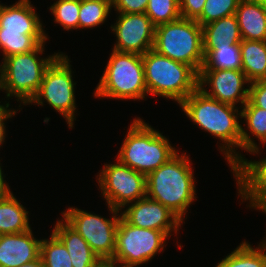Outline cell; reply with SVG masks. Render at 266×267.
Here are the masks:
<instances>
[{
    "label": "cell",
    "mask_w": 266,
    "mask_h": 267,
    "mask_svg": "<svg viewBox=\"0 0 266 267\" xmlns=\"http://www.w3.org/2000/svg\"><path fill=\"white\" fill-rule=\"evenodd\" d=\"M179 106L191 120L190 122L219 139L221 144L218 148L227 160L231 171L245 158V155L236 151L238 148L241 149L240 107L215 100L199 87Z\"/></svg>",
    "instance_id": "6da1fadb"
},
{
    "label": "cell",
    "mask_w": 266,
    "mask_h": 267,
    "mask_svg": "<svg viewBox=\"0 0 266 267\" xmlns=\"http://www.w3.org/2000/svg\"><path fill=\"white\" fill-rule=\"evenodd\" d=\"M192 160L179 151L146 176V196L158 201L182 222L190 205L197 200Z\"/></svg>",
    "instance_id": "7a4b0ae2"
},
{
    "label": "cell",
    "mask_w": 266,
    "mask_h": 267,
    "mask_svg": "<svg viewBox=\"0 0 266 267\" xmlns=\"http://www.w3.org/2000/svg\"><path fill=\"white\" fill-rule=\"evenodd\" d=\"M30 0L0 4V49L6 57L29 53L49 39Z\"/></svg>",
    "instance_id": "3957f363"
},
{
    "label": "cell",
    "mask_w": 266,
    "mask_h": 267,
    "mask_svg": "<svg viewBox=\"0 0 266 267\" xmlns=\"http://www.w3.org/2000/svg\"><path fill=\"white\" fill-rule=\"evenodd\" d=\"M132 121L116 158L147 176L172 158L178 150L172 147L165 135L145 120L137 117Z\"/></svg>",
    "instance_id": "277c9868"
},
{
    "label": "cell",
    "mask_w": 266,
    "mask_h": 267,
    "mask_svg": "<svg viewBox=\"0 0 266 267\" xmlns=\"http://www.w3.org/2000/svg\"><path fill=\"white\" fill-rule=\"evenodd\" d=\"M45 43L40 44L29 53L16 54L6 57L0 63V90L5 92L9 100L15 97L23 105H28L38 92L45 70L61 53L47 57L44 54ZM41 55V56H39Z\"/></svg>",
    "instance_id": "5b68a950"
},
{
    "label": "cell",
    "mask_w": 266,
    "mask_h": 267,
    "mask_svg": "<svg viewBox=\"0 0 266 267\" xmlns=\"http://www.w3.org/2000/svg\"><path fill=\"white\" fill-rule=\"evenodd\" d=\"M148 94L171 99L178 105L198 86L199 74L189 65L174 61L155 50L142 55Z\"/></svg>",
    "instance_id": "8992f818"
},
{
    "label": "cell",
    "mask_w": 266,
    "mask_h": 267,
    "mask_svg": "<svg viewBox=\"0 0 266 267\" xmlns=\"http://www.w3.org/2000/svg\"><path fill=\"white\" fill-rule=\"evenodd\" d=\"M148 96L142 55L112 49L94 97L117 100H146Z\"/></svg>",
    "instance_id": "52a82bcc"
},
{
    "label": "cell",
    "mask_w": 266,
    "mask_h": 267,
    "mask_svg": "<svg viewBox=\"0 0 266 267\" xmlns=\"http://www.w3.org/2000/svg\"><path fill=\"white\" fill-rule=\"evenodd\" d=\"M153 50L191 66L199 74L205 58L202 26L185 18L156 26Z\"/></svg>",
    "instance_id": "ba28073f"
},
{
    "label": "cell",
    "mask_w": 266,
    "mask_h": 267,
    "mask_svg": "<svg viewBox=\"0 0 266 267\" xmlns=\"http://www.w3.org/2000/svg\"><path fill=\"white\" fill-rule=\"evenodd\" d=\"M65 53L61 52L45 70L43 80L35 97L30 101L34 105L49 104L58 114L65 118L70 129L76 120V96L72 65ZM73 71V72H72Z\"/></svg>",
    "instance_id": "9c48e42d"
},
{
    "label": "cell",
    "mask_w": 266,
    "mask_h": 267,
    "mask_svg": "<svg viewBox=\"0 0 266 267\" xmlns=\"http://www.w3.org/2000/svg\"><path fill=\"white\" fill-rule=\"evenodd\" d=\"M169 237L162 231L129 224L122 216L116 231V248L111 261L122 267H138L163 252Z\"/></svg>",
    "instance_id": "30bf717a"
},
{
    "label": "cell",
    "mask_w": 266,
    "mask_h": 267,
    "mask_svg": "<svg viewBox=\"0 0 266 267\" xmlns=\"http://www.w3.org/2000/svg\"><path fill=\"white\" fill-rule=\"evenodd\" d=\"M112 217L87 212L79 208L69 207L62 211V218L74 228L88 243L93 252L103 260H112L116 248V231L121 213L108 206Z\"/></svg>",
    "instance_id": "8fae6325"
},
{
    "label": "cell",
    "mask_w": 266,
    "mask_h": 267,
    "mask_svg": "<svg viewBox=\"0 0 266 267\" xmlns=\"http://www.w3.org/2000/svg\"><path fill=\"white\" fill-rule=\"evenodd\" d=\"M117 162L104 164L96 179L106 205L116 210L146 196V175Z\"/></svg>",
    "instance_id": "7c38bea8"
},
{
    "label": "cell",
    "mask_w": 266,
    "mask_h": 267,
    "mask_svg": "<svg viewBox=\"0 0 266 267\" xmlns=\"http://www.w3.org/2000/svg\"><path fill=\"white\" fill-rule=\"evenodd\" d=\"M244 85H247L246 88ZM249 85L242 70L201 69L198 86L206 95L222 103L240 108L248 101ZM210 87V90H207ZM237 103V104H236Z\"/></svg>",
    "instance_id": "4fadbf2b"
},
{
    "label": "cell",
    "mask_w": 266,
    "mask_h": 267,
    "mask_svg": "<svg viewBox=\"0 0 266 267\" xmlns=\"http://www.w3.org/2000/svg\"><path fill=\"white\" fill-rule=\"evenodd\" d=\"M116 13L110 26L116 37L113 50L143 55L153 49L155 26L145 13Z\"/></svg>",
    "instance_id": "5bb4252c"
},
{
    "label": "cell",
    "mask_w": 266,
    "mask_h": 267,
    "mask_svg": "<svg viewBox=\"0 0 266 267\" xmlns=\"http://www.w3.org/2000/svg\"><path fill=\"white\" fill-rule=\"evenodd\" d=\"M121 216L131 225L164 232L168 237L178 235L182 222L167 207L147 196L126 205ZM172 232L174 234H172Z\"/></svg>",
    "instance_id": "9a60e30c"
},
{
    "label": "cell",
    "mask_w": 266,
    "mask_h": 267,
    "mask_svg": "<svg viewBox=\"0 0 266 267\" xmlns=\"http://www.w3.org/2000/svg\"><path fill=\"white\" fill-rule=\"evenodd\" d=\"M237 193L248 206L266 214V157L252 161L244 158L233 170Z\"/></svg>",
    "instance_id": "2e32d148"
},
{
    "label": "cell",
    "mask_w": 266,
    "mask_h": 267,
    "mask_svg": "<svg viewBox=\"0 0 266 267\" xmlns=\"http://www.w3.org/2000/svg\"><path fill=\"white\" fill-rule=\"evenodd\" d=\"M33 231L0 235V267H19L40 258L42 239Z\"/></svg>",
    "instance_id": "e0dca14e"
},
{
    "label": "cell",
    "mask_w": 266,
    "mask_h": 267,
    "mask_svg": "<svg viewBox=\"0 0 266 267\" xmlns=\"http://www.w3.org/2000/svg\"><path fill=\"white\" fill-rule=\"evenodd\" d=\"M52 233L68 250L73 267H96L101 262L84 238L63 218L57 219Z\"/></svg>",
    "instance_id": "ac0fdd59"
},
{
    "label": "cell",
    "mask_w": 266,
    "mask_h": 267,
    "mask_svg": "<svg viewBox=\"0 0 266 267\" xmlns=\"http://www.w3.org/2000/svg\"><path fill=\"white\" fill-rule=\"evenodd\" d=\"M244 118V126H241V150L250 154L260 155V143L266 145V110L254 106L249 100L241 108V120ZM249 131V132H248ZM259 144L255 142L256 138Z\"/></svg>",
    "instance_id": "d6986e66"
},
{
    "label": "cell",
    "mask_w": 266,
    "mask_h": 267,
    "mask_svg": "<svg viewBox=\"0 0 266 267\" xmlns=\"http://www.w3.org/2000/svg\"><path fill=\"white\" fill-rule=\"evenodd\" d=\"M235 15L242 39L266 40V4L240 0Z\"/></svg>",
    "instance_id": "ffe728a7"
},
{
    "label": "cell",
    "mask_w": 266,
    "mask_h": 267,
    "mask_svg": "<svg viewBox=\"0 0 266 267\" xmlns=\"http://www.w3.org/2000/svg\"><path fill=\"white\" fill-rule=\"evenodd\" d=\"M202 29L204 55L213 47L230 46L242 41L235 14L203 25Z\"/></svg>",
    "instance_id": "44dd1931"
},
{
    "label": "cell",
    "mask_w": 266,
    "mask_h": 267,
    "mask_svg": "<svg viewBox=\"0 0 266 267\" xmlns=\"http://www.w3.org/2000/svg\"><path fill=\"white\" fill-rule=\"evenodd\" d=\"M30 229L29 211L9 191L0 198V235L22 233Z\"/></svg>",
    "instance_id": "7402d4cb"
},
{
    "label": "cell",
    "mask_w": 266,
    "mask_h": 267,
    "mask_svg": "<svg viewBox=\"0 0 266 267\" xmlns=\"http://www.w3.org/2000/svg\"><path fill=\"white\" fill-rule=\"evenodd\" d=\"M241 70L250 83L266 80V40L251 41L242 39L240 43Z\"/></svg>",
    "instance_id": "603a6c76"
},
{
    "label": "cell",
    "mask_w": 266,
    "mask_h": 267,
    "mask_svg": "<svg viewBox=\"0 0 266 267\" xmlns=\"http://www.w3.org/2000/svg\"><path fill=\"white\" fill-rule=\"evenodd\" d=\"M266 238L258 247H252L249 242L242 241L231 253L227 254L215 267H265Z\"/></svg>",
    "instance_id": "cb8c5ba5"
},
{
    "label": "cell",
    "mask_w": 266,
    "mask_h": 267,
    "mask_svg": "<svg viewBox=\"0 0 266 267\" xmlns=\"http://www.w3.org/2000/svg\"><path fill=\"white\" fill-rule=\"evenodd\" d=\"M241 67L240 43H235L230 46L213 47L205 55L201 69L241 70Z\"/></svg>",
    "instance_id": "d4e9b609"
},
{
    "label": "cell",
    "mask_w": 266,
    "mask_h": 267,
    "mask_svg": "<svg viewBox=\"0 0 266 267\" xmlns=\"http://www.w3.org/2000/svg\"><path fill=\"white\" fill-rule=\"evenodd\" d=\"M112 8V0H80L78 29H93L104 24Z\"/></svg>",
    "instance_id": "484cf974"
},
{
    "label": "cell",
    "mask_w": 266,
    "mask_h": 267,
    "mask_svg": "<svg viewBox=\"0 0 266 267\" xmlns=\"http://www.w3.org/2000/svg\"><path fill=\"white\" fill-rule=\"evenodd\" d=\"M40 258L45 267H73L68 250L52 232L41 240Z\"/></svg>",
    "instance_id": "4316f807"
},
{
    "label": "cell",
    "mask_w": 266,
    "mask_h": 267,
    "mask_svg": "<svg viewBox=\"0 0 266 267\" xmlns=\"http://www.w3.org/2000/svg\"><path fill=\"white\" fill-rule=\"evenodd\" d=\"M145 14L156 27L181 18L179 0H149Z\"/></svg>",
    "instance_id": "83f0119b"
},
{
    "label": "cell",
    "mask_w": 266,
    "mask_h": 267,
    "mask_svg": "<svg viewBox=\"0 0 266 267\" xmlns=\"http://www.w3.org/2000/svg\"><path fill=\"white\" fill-rule=\"evenodd\" d=\"M54 22L63 30H78L80 0H57L49 7Z\"/></svg>",
    "instance_id": "f1b7e54d"
},
{
    "label": "cell",
    "mask_w": 266,
    "mask_h": 267,
    "mask_svg": "<svg viewBox=\"0 0 266 267\" xmlns=\"http://www.w3.org/2000/svg\"><path fill=\"white\" fill-rule=\"evenodd\" d=\"M240 0H206L201 15L196 21L206 25L220 18L234 15Z\"/></svg>",
    "instance_id": "f546056e"
},
{
    "label": "cell",
    "mask_w": 266,
    "mask_h": 267,
    "mask_svg": "<svg viewBox=\"0 0 266 267\" xmlns=\"http://www.w3.org/2000/svg\"><path fill=\"white\" fill-rule=\"evenodd\" d=\"M149 0H112V7L118 13H145Z\"/></svg>",
    "instance_id": "4dcf8cb0"
},
{
    "label": "cell",
    "mask_w": 266,
    "mask_h": 267,
    "mask_svg": "<svg viewBox=\"0 0 266 267\" xmlns=\"http://www.w3.org/2000/svg\"><path fill=\"white\" fill-rule=\"evenodd\" d=\"M248 100L254 106L266 110V80L250 83Z\"/></svg>",
    "instance_id": "1f68e13d"
},
{
    "label": "cell",
    "mask_w": 266,
    "mask_h": 267,
    "mask_svg": "<svg viewBox=\"0 0 266 267\" xmlns=\"http://www.w3.org/2000/svg\"><path fill=\"white\" fill-rule=\"evenodd\" d=\"M206 0H179L181 18L196 20L202 13Z\"/></svg>",
    "instance_id": "d6a6232c"
},
{
    "label": "cell",
    "mask_w": 266,
    "mask_h": 267,
    "mask_svg": "<svg viewBox=\"0 0 266 267\" xmlns=\"http://www.w3.org/2000/svg\"><path fill=\"white\" fill-rule=\"evenodd\" d=\"M9 107H10L9 101L6 104L4 102L3 104L2 103L0 104V147H2V145L6 140L5 138L7 137L5 129L7 127L4 122H6V120H8L9 118L15 116L17 114L16 112H18V110Z\"/></svg>",
    "instance_id": "836d02e7"
},
{
    "label": "cell",
    "mask_w": 266,
    "mask_h": 267,
    "mask_svg": "<svg viewBox=\"0 0 266 267\" xmlns=\"http://www.w3.org/2000/svg\"><path fill=\"white\" fill-rule=\"evenodd\" d=\"M5 174L2 171V165L0 163V198L4 197L11 189L9 188L10 186L8 185L9 183L4 180Z\"/></svg>",
    "instance_id": "e575fe53"
},
{
    "label": "cell",
    "mask_w": 266,
    "mask_h": 267,
    "mask_svg": "<svg viewBox=\"0 0 266 267\" xmlns=\"http://www.w3.org/2000/svg\"><path fill=\"white\" fill-rule=\"evenodd\" d=\"M19 267H45V265L42 262L41 258H39L35 261L20 265Z\"/></svg>",
    "instance_id": "d590c367"
},
{
    "label": "cell",
    "mask_w": 266,
    "mask_h": 267,
    "mask_svg": "<svg viewBox=\"0 0 266 267\" xmlns=\"http://www.w3.org/2000/svg\"><path fill=\"white\" fill-rule=\"evenodd\" d=\"M96 267H117V263L111 260H103Z\"/></svg>",
    "instance_id": "8d00e7d4"
},
{
    "label": "cell",
    "mask_w": 266,
    "mask_h": 267,
    "mask_svg": "<svg viewBox=\"0 0 266 267\" xmlns=\"http://www.w3.org/2000/svg\"><path fill=\"white\" fill-rule=\"evenodd\" d=\"M245 2H256V3H263L266 4V0H241Z\"/></svg>",
    "instance_id": "74e56055"
}]
</instances>
